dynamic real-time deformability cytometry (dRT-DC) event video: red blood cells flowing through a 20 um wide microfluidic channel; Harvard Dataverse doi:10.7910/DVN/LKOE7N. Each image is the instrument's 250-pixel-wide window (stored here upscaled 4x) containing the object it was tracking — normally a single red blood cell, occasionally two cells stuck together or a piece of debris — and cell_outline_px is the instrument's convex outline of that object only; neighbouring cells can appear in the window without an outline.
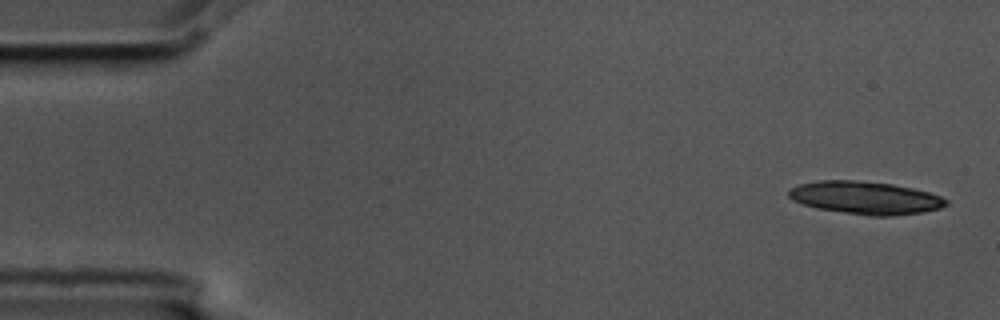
{"species": "common noctule bat (a hibernating species)", "species_latin": "Nyctalus noctula", "temperature_condition": "cold", "stored_images_in_passage": 5, "camera_frame_rate_fps": 3000, "um_per_image_px": 0.085, "animal": {"sex": "male", "body_mass_g": 17.5, "forearm_length_mm": 52.3}, "frame": {"image": 1, "passage_image": 1, "time_ms": 0.0, "image_size_px": [1000, 320], "cell_outline_px": [[948, 204], [940, 208], [920, 212], [892, 216], [868, 216], [816, 208], [792, 200], [788, 196], [788, 188], [800, 184], [820, 180], [852, 180], [892, 184], [912, 188], [928, 192], [940, 196], [948, 200]], "centroid_in_image_um": [73.53, 16.81], "position_along_channel_um": 11.5, "area_um2": 30.0}}